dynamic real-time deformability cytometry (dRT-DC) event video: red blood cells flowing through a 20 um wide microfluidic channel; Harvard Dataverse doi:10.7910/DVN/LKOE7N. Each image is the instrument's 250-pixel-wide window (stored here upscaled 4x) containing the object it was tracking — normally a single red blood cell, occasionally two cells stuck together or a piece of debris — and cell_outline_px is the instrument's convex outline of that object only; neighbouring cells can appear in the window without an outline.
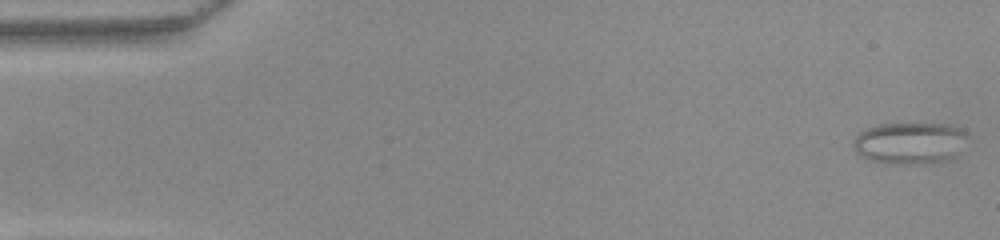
{"species": "common noctule bat (a hibernating species)", "species_latin": "Nyctalus noctula", "temperature_condition": "warm", "stored_images_in_passage": 51, "segment_of_instrument_passage": [1, 2], "camera_frame_rate_fps": 3000, "um_per_image_px": 0.085, "animal": {"sex": "female", "body_mass_g": 22.0, "forearm_length_mm": 56.7}, "frame": {"image": 1, "passage_image": 1, "time_ms": 0.0, "image_size_px": [1000, 240], "cell_outline_px": [[968, 136], [960, 152], [956, 156], [948, 160], [932, 164], [884, 164], [868, 160], [860, 156], [852, 148], [852, 140], [860, 132], [876, 124], [948, 124], [964, 132]], "centroid_in_image_um": [77.3, 12.19], "position_along_channel_um": 7.7, "area_um2": 28.32}}
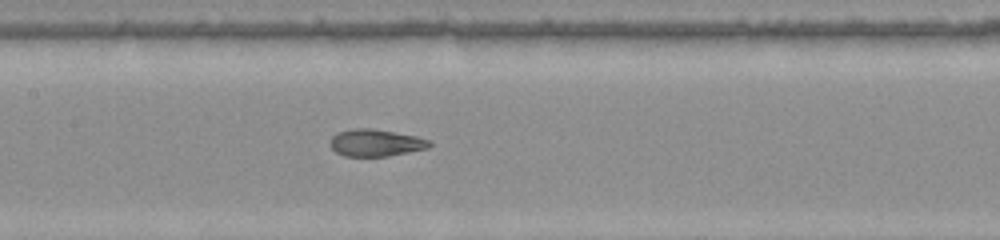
{"frame": {"image": 2, "passage_image": 24, "time_ms": 7.667, "image_size_px": [1000, 240], "cell_outline_px": [[432, 144], [428, 148], [388, 156], [344, 156], [336, 152], [332, 148], [332, 136], [340, 132], [352, 128], [372, 128], [396, 132], [416, 136], [432, 140]], "centroid_in_image_um": [31.99, 12.13], "position_along_channel_um": 175.4, "area_um2": 15.61}}
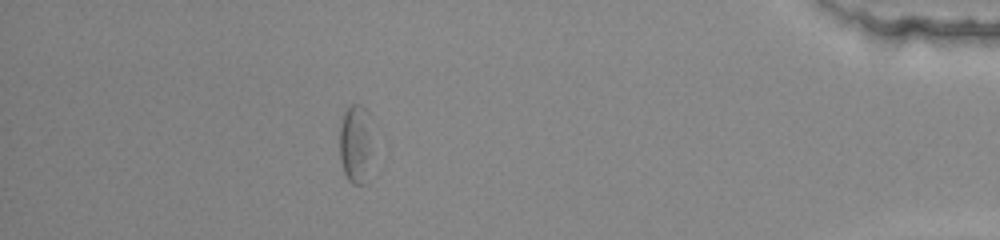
{"frame": {"image": 3, "passage_image": 45, "time_ms": 14.667, "image_size_px": [1000, 240], "cell_outline_px": [[372, 116], [368, 156], [364, 184], [352, 184], [348, 180], [344, 172], [340, 160], [340, 124], [344, 112], [348, 104], [360, 104]], "centroid_in_image_um": [30.18, 12.11], "position_along_channel_um": 405.0, "area_um2": 14.85}}